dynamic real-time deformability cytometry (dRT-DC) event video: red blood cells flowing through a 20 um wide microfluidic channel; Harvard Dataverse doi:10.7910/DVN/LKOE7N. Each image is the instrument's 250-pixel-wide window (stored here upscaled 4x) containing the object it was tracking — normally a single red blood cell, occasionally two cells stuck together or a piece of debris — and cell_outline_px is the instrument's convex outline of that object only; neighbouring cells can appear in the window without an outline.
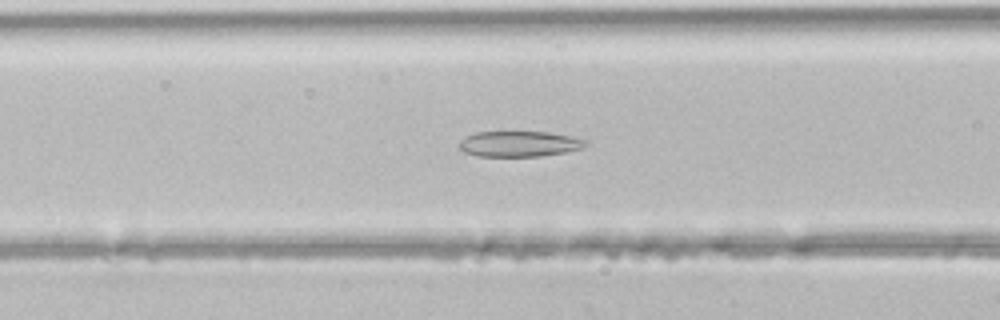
{"species": "common noctule bat (a hibernating species)", "species_latin": "Nyctalus noctula", "temperature_condition": "room temperature", "stored_images_in_passage": 34, "camera_frame_rate_fps": 3000, "um_per_image_px": 0.085, "animal": {"sex": "male", "body_mass_g": 21.5, "forearm_length_mm": 52.0}, "frame": {"image": 1, "passage_image": 8, "time_ms": 2.333, "image_size_px": [1000, 320], "cell_outline_px": [[588, 144], [580, 148], [568, 152], [540, 156], [476, 156], [464, 152], [460, 148], [460, 140], [464, 136], [476, 132], [548, 132], [572, 136], [588, 140]], "centroid_in_image_um": [44.15, 12.23], "position_along_channel_um": 122.5, "area_um2": 18.96}}
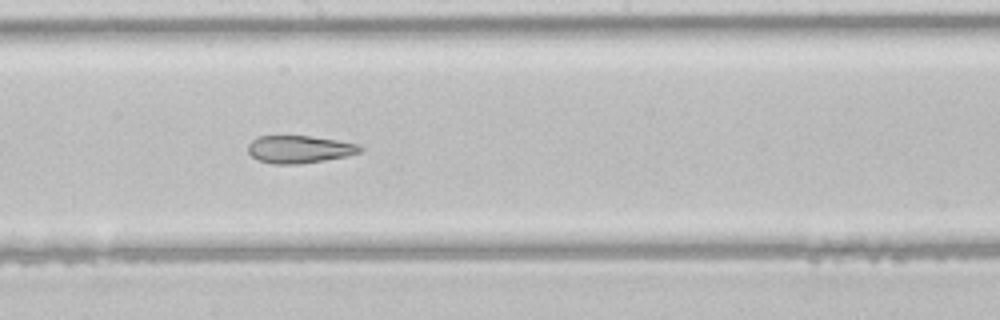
{"frame": {"image": 2, "passage_image": 15, "time_ms": 4.667, "image_size_px": [1000, 320], "cell_outline_px": [[364, 148], [360, 152], [344, 156], [296, 164], [272, 164], [260, 160], [252, 156], [248, 152], [248, 144], [252, 140], [260, 136], [312, 136], [336, 140], [356, 144]], "centroid_in_image_um": [25.41, 12.68], "position_along_channel_um": 222.8, "area_um2": 17.63}}
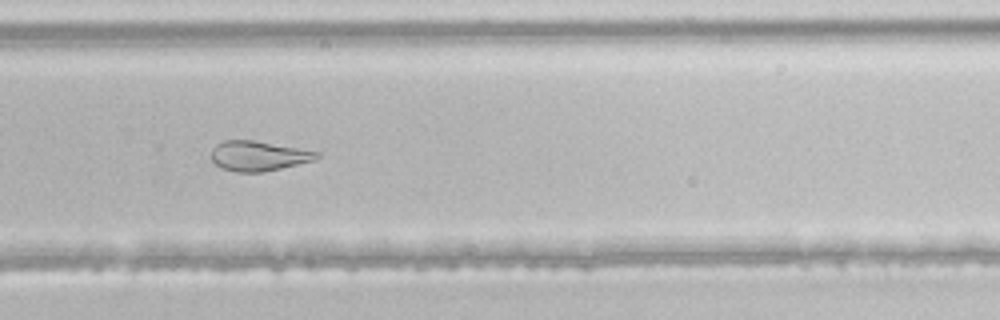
{"frame": {"image": 3, "passage_image": 21, "time_ms": 6.667, "image_size_px": [1000, 320], "cell_outline_px": [[320, 156], [316, 160], [264, 172], [236, 172], [220, 168], [212, 160], [212, 148], [216, 144], [224, 140], [252, 140], [320, 152]], "centroid_in_image_um": [21.96, 13.26], "position_along_channel_um": 307.8, "area_um2": 18.38}}